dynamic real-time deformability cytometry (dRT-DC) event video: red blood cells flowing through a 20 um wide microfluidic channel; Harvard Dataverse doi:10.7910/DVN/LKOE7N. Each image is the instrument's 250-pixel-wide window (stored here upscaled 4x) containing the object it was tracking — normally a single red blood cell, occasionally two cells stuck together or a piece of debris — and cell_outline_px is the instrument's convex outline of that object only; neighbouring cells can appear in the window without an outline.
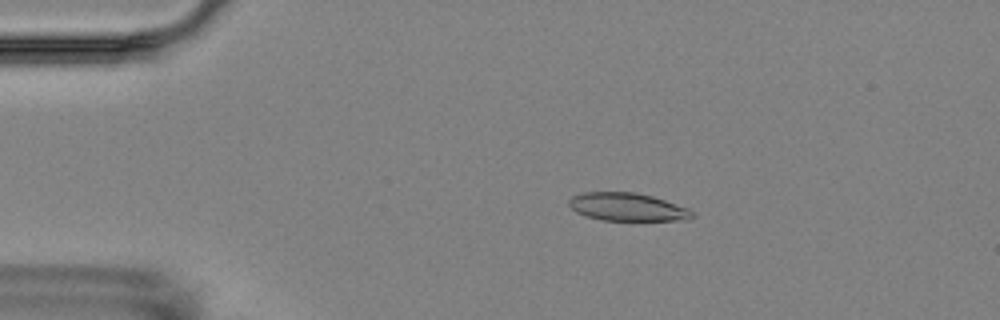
{"species": "Egyptian fruit bat (a non-hibernating species)", "species_latin": "Rousettus aegyptiacus", "temperature_condition": "room temperature", "stored_images_in_passage": 6, "camera_frame_rate_fps": 3000, "um_per_image_px": 0.085, "animal": {"sex": "female"}, "frame": {"image": 1, "passage_image": 3, "time_ms": 3.333, "image_size_px": [1000, 320], "cell_outline_px": [[692, 216], [688, 220], [600, 220], [576, 212], [568, 204], [568, 200], [572, 196], [584, 192], [636, 192], [652, 196], [688, 208], [692, 212]], "centroid_in_image_um": [53.3, 17.58], "position_along_channel_um": 31.7, "area_um2": 19.94}}
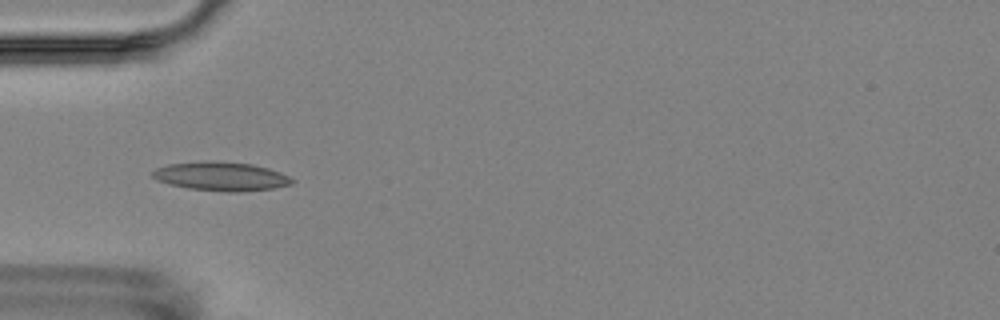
{"frame": {"image": 2, "passage_image": 5, "time_ms": 5.667, "image_size_px": [1000, 320], "cell_outline_px": [[296, 180], [292, 184], [272, 188], [240, 192], [228, 192], [188, 188], [168, 184], [156, 180], [152, 176], [152, 172], [156, 168], [168, 164], [204, 160], [252, 164], [268, 168], [280, 172]], "centroid_in_image_um": [18.77, 14.98], "position_along_channel_um": 66.2, "area_um2": 23.52}}